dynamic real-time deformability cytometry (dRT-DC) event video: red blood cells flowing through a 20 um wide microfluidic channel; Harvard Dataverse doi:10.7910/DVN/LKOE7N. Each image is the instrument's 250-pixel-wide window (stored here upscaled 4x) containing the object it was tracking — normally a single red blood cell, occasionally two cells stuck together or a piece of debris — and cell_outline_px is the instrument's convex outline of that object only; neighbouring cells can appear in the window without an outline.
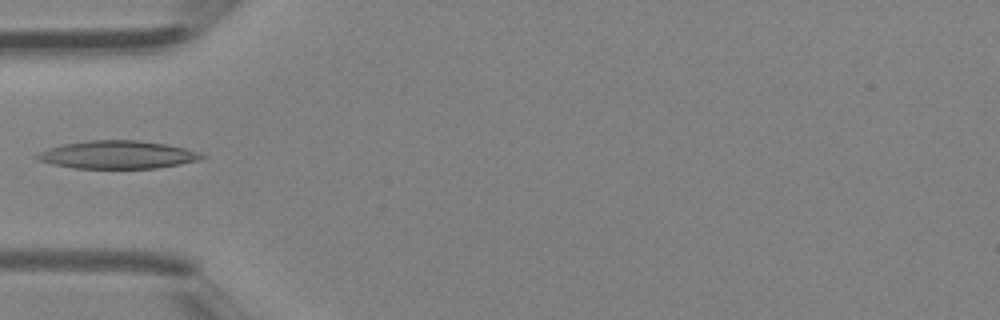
{"species": "Egyptian fruit bat (a non-hibernating species)", "species_latin": "Rousettus aegyptiacus", "temperature_condition": "room temperature", "stored_images_in_passage": 4, "camera_frame_rate_fps": 3000, "um_per_image_px": 0.085, "animal": {"sex": "female"}, "frame": {"image": 1, "passage_image": 4, "time_ms": 1.0, "image_size_px": [1000, 320], "cell_outline_px": [[208, 156], [200, 160], [180, 164], [156, 168], [72, 168], [52, 164], [36, 160], [32, 156], [48, 148], [64, 144], [88, 140], [136, 140], [164, 144], [188, 148], [200, 152]], "centroid_in_image_um": [10.0, 13.15], "position_along_channel_um": 75.0, "area_um2": 26.99}}